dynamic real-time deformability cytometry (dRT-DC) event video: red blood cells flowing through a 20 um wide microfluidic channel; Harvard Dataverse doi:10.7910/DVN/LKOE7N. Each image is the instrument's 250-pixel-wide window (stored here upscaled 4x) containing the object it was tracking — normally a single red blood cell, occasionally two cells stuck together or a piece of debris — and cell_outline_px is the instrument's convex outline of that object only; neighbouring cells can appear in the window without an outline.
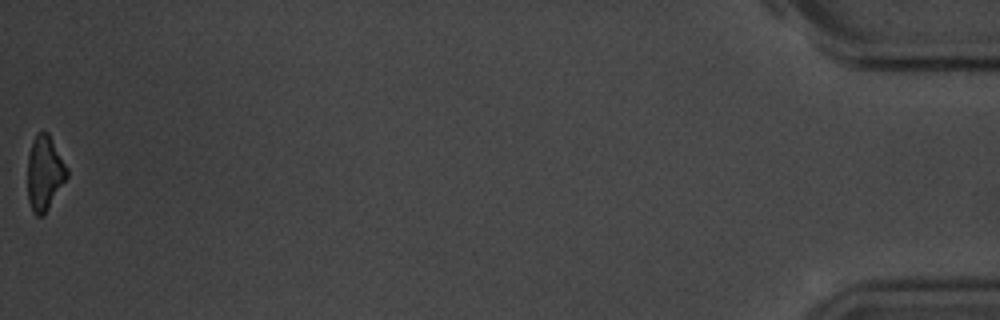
{"species": "common noctule bat (a hibernating species)", "species_latin": "Nyctalus noctula", "temperature_condition": "room temperature", "stored_images_in_passage": 15, "camera_frame_rate_fps": 3000, "um_per_image_px": 0.085, "animal": {"sex": "male", "body_mass_g": 20.1, "forearm_length_mm": 53.5}, "frame": {"image": 1, "passage_image": 15, "time_ms": 17.0, "image_size_px": [1000, 320], "cell_outline_px": [[68, 176], [44, 216], [36, 216], [32, 212], [28, 200], [28, 156], [32, 140], [40, 132], [48, 132], [68, 168]], "centroid_in_image_um": [3.79, 14.74], "position_along_channel_um": 431.4, "area_um2": 17.17}, "authors_computed_cell_mechanics": {"area_um2": 19.4208, "velocity_mm_per_s": 3.6969, "shape_relaxation_time_tau1_ms": 3.7191, "shape_relaxation_time_tau2_ms": null, "deformation_change_tau1": 0.117, "deformation_change_tau2": null}}